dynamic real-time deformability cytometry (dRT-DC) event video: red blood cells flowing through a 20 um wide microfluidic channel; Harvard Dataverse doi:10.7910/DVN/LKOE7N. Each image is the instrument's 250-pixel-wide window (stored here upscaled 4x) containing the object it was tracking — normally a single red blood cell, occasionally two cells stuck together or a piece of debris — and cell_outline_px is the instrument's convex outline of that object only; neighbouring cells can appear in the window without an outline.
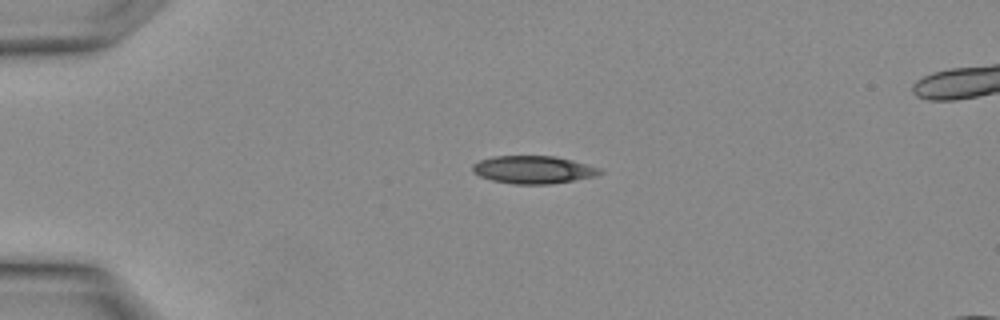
{"species": "Egyptian fruit bat (a non-hibernating species)", "species_latin": "Rousettus aegyptiacus", "temperature_condition": "warm", "stored_images_in_passage": 2, "camera_frame_rate_fps": 3000, "um_per_image_px": 0.085, "animal": {"sex": "female"}, "frame": {"image": 1, "passage_image": 1, "time_ms": 0.0, "image_size_px": [1000, 320], "cell_outline_px": [[604, 172], [596, 176], [552, 184], [512, 184], [492, 180], [480, 176], [472, 172], [472, 164], [480, 160], [492, 156], [556, 156], [572, 160], [600, 168]], "centroid_in_image_um": [45.32, 14.42], "position_along_channel_um": 39.7, "area_um2": 20.69}}